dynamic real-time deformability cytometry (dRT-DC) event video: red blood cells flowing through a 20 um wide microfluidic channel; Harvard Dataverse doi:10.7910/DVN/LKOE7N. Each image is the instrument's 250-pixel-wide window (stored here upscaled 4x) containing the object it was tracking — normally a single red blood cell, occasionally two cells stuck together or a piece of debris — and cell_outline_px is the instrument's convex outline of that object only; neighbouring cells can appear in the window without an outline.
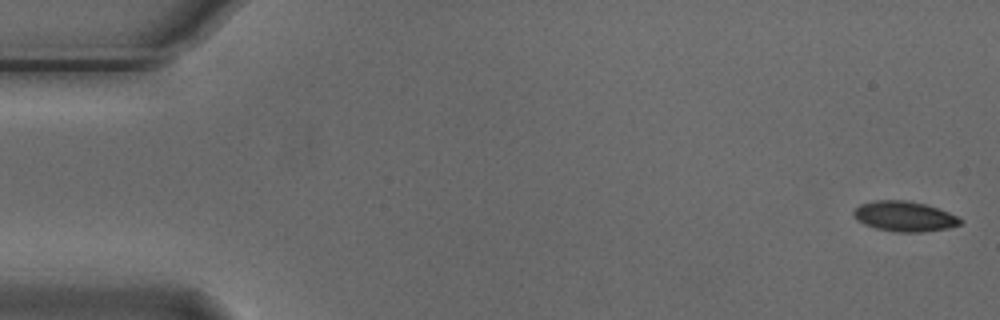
{"species": "Egyptian fruit bat (a non-hibernating species)", "species_latin": "Rousettus aegyptiacus", "temperature_condition": "cold", "stored_images_in_passage": 4, "camera_frame_rate_fps": 3000, "um_per_image_px": 0.085, "animal": {"sex": "male"}, "frame": {"image": 1, "passage_image": 1, "time_ms": 0.0, "image_size_px": [1000, 320], "cell_outline_px": [[964, 220], [960, 224], [948, 228], [920, 232], [896, 232], [876, 228], [864, 224], [856, 220], [852, 216], [852, 212], [860, 204], [876, 200], [904, 200], [924, 204], [948, 212]], "centroid_in_image_um": [76.84, 18.39], "position_along_channel_um": 8.2, "area_um2": 18.67}}
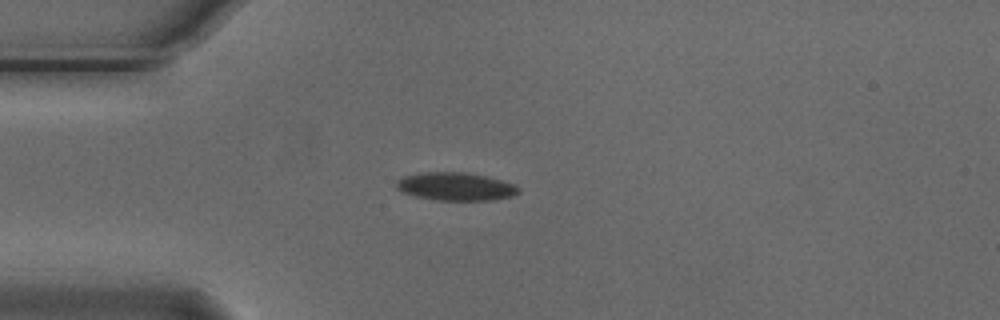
{"frame": {"image": 2, "passage_image": 4, "time_ms": 1.0, "image_size_px": [1000, 320], "cell_outline_px": [[520, 192], [512, 196], [492, 200], [436, 200], [416, 196], [404, 192], [396, 188], [396, 180], [404, 176], [424, 172], [468, 172], [488, 176], [512, 184], [520, 188]], "centroid_in_image_um": [38.74, 15.84], "position_along_channel_um": 46.3, "area_um2": 19.94}}